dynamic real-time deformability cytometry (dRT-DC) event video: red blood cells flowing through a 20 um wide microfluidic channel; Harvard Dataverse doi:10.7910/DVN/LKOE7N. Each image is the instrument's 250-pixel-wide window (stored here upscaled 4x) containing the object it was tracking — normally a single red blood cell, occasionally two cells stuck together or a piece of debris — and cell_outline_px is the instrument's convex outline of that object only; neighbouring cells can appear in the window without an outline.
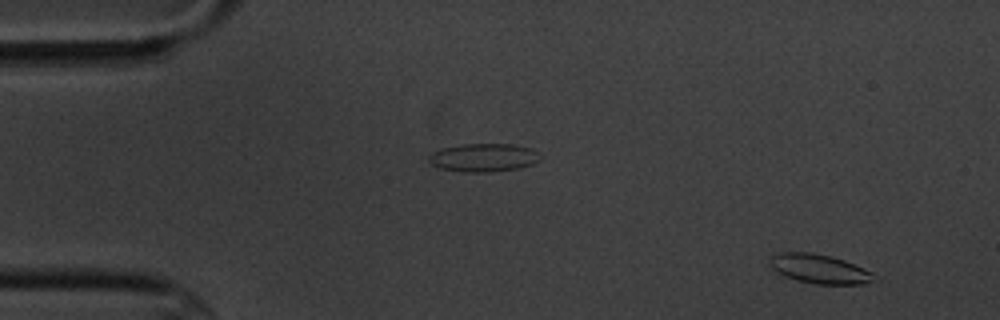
{"species": "common noctule bat (a hibernating species)", "species_latin": "Nyctalus noctula", "temperature_condition": "cold", "stored_images_in_passage": 8, "camera_frame_rate_fps": 3000, "um_per_image_px": 0.085, "animal": {"sex": "male", "body_mass_g": 20.1, "forearm_length_mm": 53.5}, "frame": {"image": 1, "passage_image": 1, "time_ms": 0.0, "image_size_px": [1000, 320], "cell_outline_px": [[880, 280], [864, 284], [816, 284], [784, 276], [776, 272], [772, 268], [772, 256], [776, 252], [808, 252], [832, 256], [844, 260], [864, 268], [880, 276]], "centroid_in_image_um": [69.76, 22.86], "position_along_channel_um": 15.2, "area_um2": 17.86}}
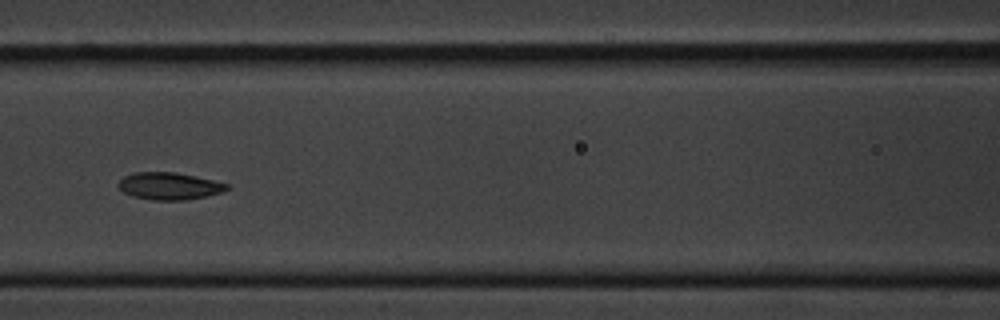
{"frame": {"image": 2, "passage_image": 7, "time_ms": 7.0, "image_size_px": [1000, 320], "cell_outline_px": [[228, 188], [220, 192], [208, 196], [184, 200], [152, 200], [132, 196], [124, 192], [116, 184], [124, 176], [136, 172], [176, 172], [196, 176], [228, 184]], "centroid_in_image_um": [14.36, 15.81], "position_along_channel_um": 152.2, "area_um2": 17.11}}
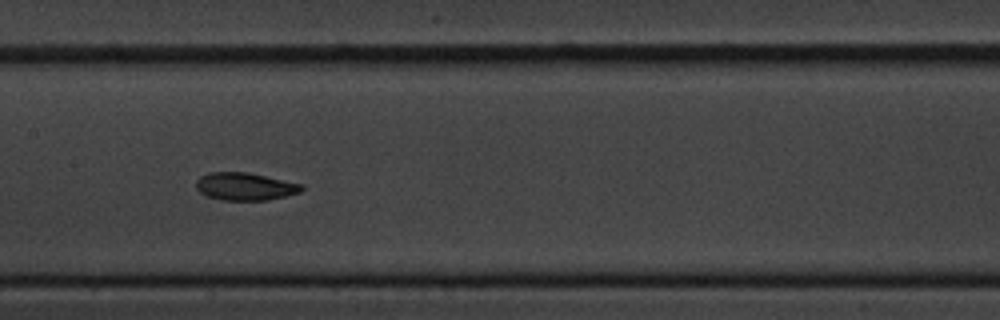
{"frame": {"image": 3, "passage_image": 8, "time_ms": 8.0, "image_size_px": [1000, 320], "cell_outline_px": [[304, 188], [300, 192], [268, 200], [220, 200], [208, 196], [200, 192], [196, 188], [196, 180], [200, 176], [208, 172], [248, 172], [304, 184]], "centroid_in_image_um": [20.83, 15.84], "position_along_channel_um": 186.6, "area_um2": 17.11}}